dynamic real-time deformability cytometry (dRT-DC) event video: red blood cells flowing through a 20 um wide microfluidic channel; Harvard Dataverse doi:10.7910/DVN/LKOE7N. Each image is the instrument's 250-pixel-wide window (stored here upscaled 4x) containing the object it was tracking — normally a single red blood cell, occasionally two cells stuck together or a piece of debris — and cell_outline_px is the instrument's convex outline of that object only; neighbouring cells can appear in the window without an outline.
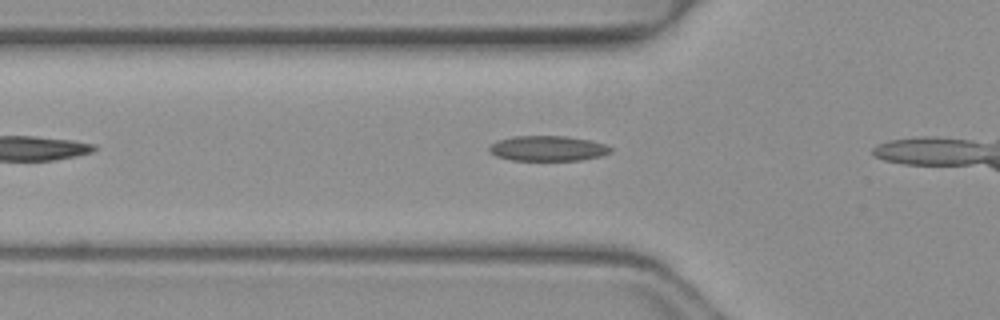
{"species": "common noctule bat (a hibernating species)", "species_latin": "Nyctalus noctula", "temperature_condition": "warm", "stored_images_in_passage": 8, "camera_frame_rate_fps": 3000, "um_per_image_px": 0.085, "animal": {"sex": "female", "body_mass_g": 19.3, "forearm_length_mm": 54.1}, "frame": {"image": 1, "passage_image": 6, "time_ms": 1.667, "image_size_px": [1000, 320], "cell_outline_px": [[612, 152], [600, 156], [580, 160], [512, 160], [496, 156], [488, 152], [488, 148], [492, 144], [500, 140], [512, 136], [568, 136], [588, 140], [604, 144], [612, 148]], "centroid_in_image_um": [46.55, 12.61], "position_along_channel_um": 79.2, "area_um2": 17.74}}